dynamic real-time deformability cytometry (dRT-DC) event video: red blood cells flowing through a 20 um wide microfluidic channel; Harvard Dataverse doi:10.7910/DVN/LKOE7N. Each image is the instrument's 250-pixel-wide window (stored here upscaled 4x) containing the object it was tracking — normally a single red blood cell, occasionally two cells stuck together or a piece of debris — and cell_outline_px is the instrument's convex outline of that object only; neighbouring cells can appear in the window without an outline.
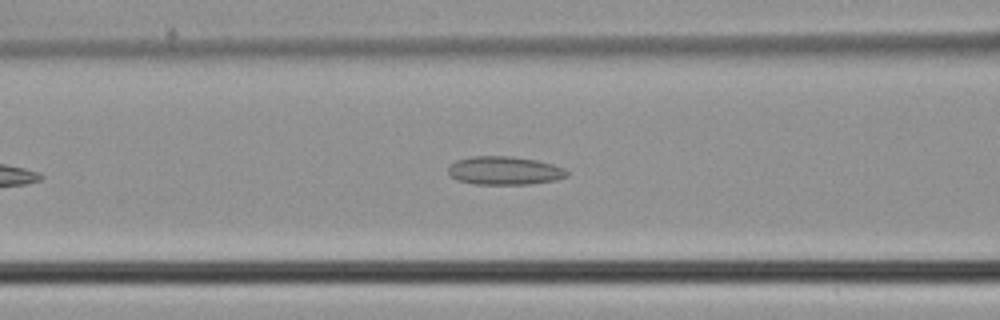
{"species": "common noctule bat (a hibernating species)", "species_latin": "Nyctalus noctula", "temperature_condition": "cold", "stored_images_in_passage": 36, "camera_frame_rate_fps": 3000, "um_per_image_px": 0.085, "animal": {"sex": "male", "body_mass_g": 21.5, "forearm_length_mm": 52.0}, "frame": {"image": 1, "passage_image": 10, "time_ms": 3.0, "image_size_px": [1000, 320], "cell_outline_px": [[568, 176], [556, 180], [532, 184], [472, 184], [456, 180], [448, 176], [448, 168], [456, 160], [472, 156], [512, 156], [536, 160], [552, 164], [564, 168], [568, 172]], "centroid_in_image_um": [42.86, 14.51], "position_along_channel_um": 123.7, "area_um2": 19.83}}
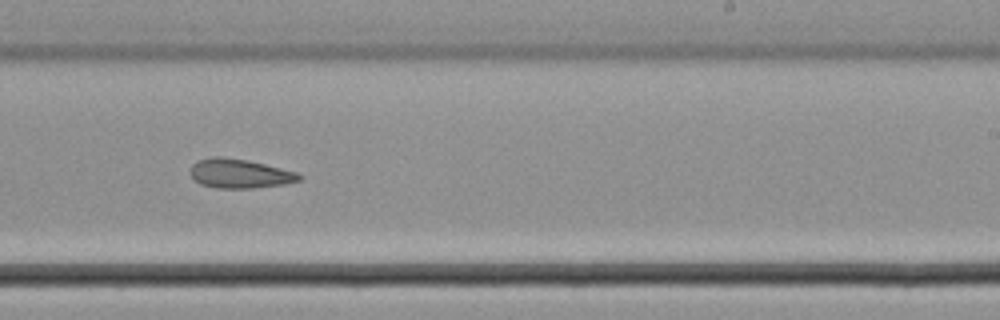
{"frame": {"image": 2, "passage_image": 20, "time_ms": 6.333, "image_size_px": [1000, 320], "cell_outline_px": [[304, 176], [300, 180], [284, 184], [252, 188], [216, 188], [200, 184], [188, 172], [192, 164], [200, 160], [212, 156], [220, 156], [248, 160], [296, 172]], "centroid_in_image_um": [20.35, 14.75], "position_along_channel_um": 268.6, "area_um2": 18.5}}
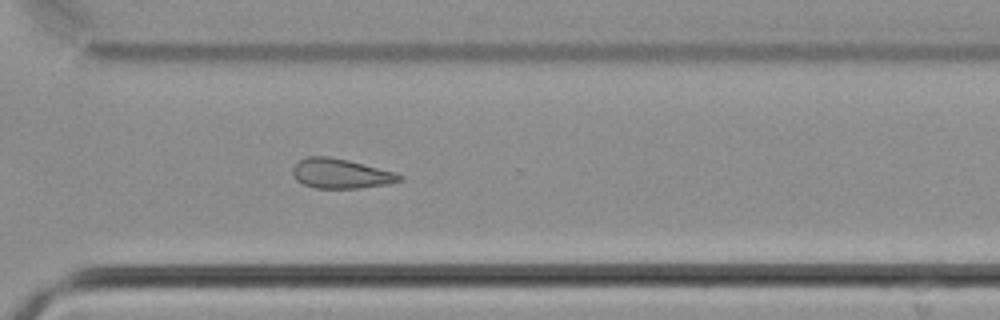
{"frame": {"image": 3, "passage_image": 25, "time_ms": 8.0, "image_size_px": [1000, 320], "cell_outline_px": [[404, 180], [388, 184], [360, 188], [316, 188], [304, 184], [296, 180], [292, 172], [292, 168], [300, 160], [308, 156], [328, 156], [348, 160], [396, 172], [404, 176]], "centroid_in_image_um": [29.0, 14.75], "position_along_channel_um": 341.6, "area_um2": 18.55}}